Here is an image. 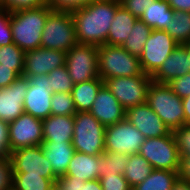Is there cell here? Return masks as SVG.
Instances as JSON below:
<instances>
[{"mask_svg": "<svg viewBox=\"0 0 190 190\" xmlns=\"http://www.w3.org/2000/svg\"><path fill=\"white\" fill-rule=\"evenodd\" d=\"M120 5L119 0H95L71 12L78 44L104 45L110 25Z\"/></svg>", "mask_w": 190, "mask_h": 190, "instance_id": "cell-1", "label": "cell"}, {"mask_svg": "<svg viewBox=\"0 0 190 190\" xmlns=\"http://www.w3.org/2000/svg\"><path fill=\"white\" fill-rule=\"evenodd\" d=\"M51 12L47 5L10 12L13 43L24 52L41 47V34Z\"/></svg>", "mask_w": 190, "mask_h": 190, "instance_id": "cell-2", "label": "cell"}, {"mask_svg": "<svg viewBox=\"0 0 190 190\" xmlns=\"http://www.w3.org/2000/svg\"><path fill=\"white\" fill-rule=\"evenodd\" d=\"M147 104L170 131L185 125L182 99L171 90L167 83L152 80L147 92Z\"/></svg>", "mask_w": 190, "mask_h": 190, "instance_id": "cell-3", "label": "cell"}, {"mask_svg": "<svg viewBox=\"0 0 190 190\" xmlns=\"http://www.w3.org/2000/svg\"><path fill=\"white\" fill-rule=\"evenodd\" d=\"M99 77H134L143 74L139 57L133 56L122 46H98Z\"/></svg>", "mask_w": 190, "mask_h": 190, "instance_id": "cell-4", "label": "cell"}, {"mask_svg": "<svg viewBox=\"0 0 190 190\" xmlns=\"http://www.w3.org/2000/svg\"><path fill=\"white\" fill-rule=\"evenodd\" d=\"M105 127L89 112L74 114L72 146L75 152L101 155L105 152Z\"/></svg>", "mask_w": 190, "mask_h": 190, "instance_id": "cell-5", "label": "cell"}, {"mask_svg": "<svg viewBox=\"0 0 190 190\" xmlns=\"http://www.w3.org/2000/svg\"><path fill=\"white\" fill-rule=\"evenodd\" d=\"M41 47L68 52L78 44L71 12L52 11L45 22Z\"/></svg>", "mask_w": 190, "mask_h": 190, "instance_id": "cell-6", "label": "cell"}, {"mask_svg": "<svg viewBox=\"0 0 190 190\" xmlns=\"http://www.w3.org/2000/svg\"><path fill=\"white\" fill-rule=\"evenodd\" d=\"M139 154L154 169L179 171L181 157L173 131L168 135L145 139Z\"/></svg>", "mask_w": 190, "mask_h": 190, "instance_id": "cell-7", "label": "cell"}, {"mask_svg": "<svg viewBox=\"0 0 190 190\" xmlns=\"http://www.w3.org/2000/svg\"><path fill=\"white\" fill-rule=\"evenodd\" d=\"M152 82L148 74L134 77H117L104 80V84L125 110L147 103V92Z\"/></svg>", "mask_w": 190, "mask_h": 190, "instance_id": "cell-8", "label": "cell"}, {"mask_svg": "<svg viewBox=\"0 0 190 190\" xmlns=\"http://www.w3.org/2000/svg\"><path fill=\"white\" fill-rule=\"evenodd\" d=\"M65 66L74 84L99 78L98 46L76 44L66 52Z\"/></svg>", "mask_w": 190, "mask_h": 190, "instance_id": "cell-9", "label": "cell"}, {"mask_svg": "<svg viewBox=\"0 0 190 190\" xmlns=\"http://www.w3.org/2000/svg\"><path fill=\"white\" fill-rule=\"evenodd\" d=\"M179 45L165 30H152L139 57L143 73L152 76Z\"/></svg>", "mask_w": 190, "mask_h": 190, "instance_id": "cell-10", "label": "cell"}, {"mask_svg": "<svg viewBox=\"0 0 190 190\" xmlns=\"http://www.w3.org/2000/svg\"><path fill=\"white\" fill-rule=\"evenodd\" d=\"M145 137L126 118L105 127V151L138 154Z\"/></svg>", "mask_w": 190, "mask_h": 190, "instance_id": "cell-11", "label": "cell"}, {"mask_svg": "<svg viewBox=\"0 0 190 190\" xmlns=\"http://www.w3.org/2000/svg\"><path fill=\"white\" fill-rule=\"evenodd\" d=\"M13 173L40 175L51 179L54 183L58 178L54 173L50 161L46 158L41 145L19 148L9 155Z\"/></svg>", "mask_w": 190, "mask_h": 190, "instance_id": "cell-12", "label": "cell"}, {"mask_svg": "<svg viewBox=\"0 0 190 190\" xmlns=\"http://www.w3.org/2000/svg\"><path fill=\"white\" fill-rule=\"evenodd\" d=\"M10 152L43 143L42 119L23 113L8 123Z\"/></svg>", "mask_w": 190, "mask_h": 190, "instance_id": "cell-13", "label": "cell"}, {"mask_svg": "<svg viewBox=\"0 0 190 190\" xmlns=\"http://www.w3.org/2000/svg\"><path fill=\"white\" fill-rule=\"evenodd\" d=\"M29 87L24 99V112L39 119H45L51 115L52 88L48 84L46 75H34L27 77Z\"/></svg>", "mask_w": 190, "mask_h": 190, "instance_id": "cell-14", "label": "cell"}, {"mask_svg": "<svg viewBox=\"0 0 190 190\" xmlns=\"http://www.w3.org/2000/svg\"><path fill=\"white\" fill-rule=\"evenodd\" d=\"M66 52L39 47L25 52L22 76L47 75L65 65Z\"/></svg>", "mask_w": 190, "mask_h": 190, "instance_id": "cell-15", "label": "cell"}, {"mask_svg": "<svg viewBox=\"0 0 190 190\" xmlns=\"http://www.w3.org/2000/svg\"><path fill=\"white\" fill-rule=\"evenodd\" d=\"M29 87V79L19 76L0 92V119L10 123L24 113V99Z\"/></svg>", "mask_w": 190, "mask_h": 190, "instance_id": "cell-16", "label": "cell"}, {"mask_svg": "<svg viewBox=\"0 0 190 190\" xmlns=\"http://www.w3.org/2000/svg\"><path fill=\"white\" fill-rule=\"evenodd\" d=\"M125 118L143 134L145 139L161 137L171 132L147 103L127 109Z\"/></svg>", "mask_w": 190, "mask_h": 190, "instance_id": "cell-17", "label": "cell"}, {"mask_svg": "<svg viewBox=\"0 0 190 190\" xmlns=\"http://www.w3.org/2000/svg\"><path fill=\"white\" fill-rule=\"evenodd\" d=\"M104 127L111 126L125 119L126 110L117 98L103 84L97 92L89 111Z\"/></svg>", "mask_w": 190, "mask_h": 190, "instance_id": "cell-18", "label": "cell"}, {"mask_svg": "<svg viewBox=\"0 0 190 190\" xmlns=\"http://www.w3.org/2000/svg\"><path fill=\"white\" fill-rule=\"evenodd\" d=\"M190 72L187 49L184 45H177L171 55L163 62L159 69L151 76L158 83H169L171 80Z\"/></svg>", "mask_w": 190, "mask_h": 190, "instance_id": "cell-19", "label": "cell"}, {"mask_svg": "<svg viewBox=\"0 0 190 190\" xmlns=\"http://www.w3.org/2000/svg\"><path fill=\"white\" fill-rule=\"evenodd\" d=\"M43 142H72L74 115H49L42 120Z\"/></svg>", "mask_w": 190, "mask_h": 190, "instance_id": "cell-20", "label": "cell"}, {"mask_svg": "<svg viewBox=\"0 0 190 190\" xmlns=\"http://www.w3.org/2000/svg\"><path fill=\"white\" fill-rule=\"evenodd\" d=\"M41 146L46 158L51 163L53 173L57 177L65 175L75 153L72 142H43Z\"/></svg>", "mask_w": 190, "mask_h": 190, "instance_id": "cell-21", "label": "cell"}, {"mask_svg": "<svg viewBox=\"0 0 190 190\" xmlns=\"http://www.w3.org/2000/svg\"><path fill=\"white\" fill-rule=\"evenodd\" d=\"M137 20L138 18L120 5L110 25L105 44L110 46H122Z\"/></svg>", "mask_w": 190, "mask_h": 190, "instance_id": "cell-22", "label": "cell"}, {"mask_svg": "<svg viewBox=\"0 0 190 190\" xmlns=\"http://www.w3.org/2000/svg\"><path fill=\"white\" fill-rule=\"evenodd\" d=\"M101 155H88L86 153L75 152L65 176H76L84 181L99 179V157Z\"/></svg>", "mask_w": 190, "mask_h": 190, "instance_id": "cell-23", "label": "cell"}, {"mask_svg": "<svg viewBox=\"0 0 190 190\" xmlns=\"http://www.w3.org/2000/svg\"><path fill=\"white\" fill-rule=\"evenodd\" d=\"M174 10L167 0H155L144 10L140 20L155 30H165L173 19Z\"/></svg>", "mask_w": 190, "mask_h": 190, "instance_id": "cell-24", "label": "cell"}, {"mask_svg": "<svg viewBox=\"0 0 190 190\" xmlns=\"http://www.w3.org/2000/svg\"><path fill=\"white\" fill-rule=\"evenodd\" d=\"M103 84L104 81L99 77L73 86L71 94L77 112L91 110L97 92Z\"/></svg>", "mask_w": 190, "mask_h": 190, "instance_id": "cell-25", "label": "cell"}, {"mask_svg": "<svg viewBox=\"0 0 190 190\" xmlns=\"http://www.w3.org/2000/svg\"><path fill=\"white\" fill-rule=\"evenodd\" d=\"M150 163L139 153L129 155L124 171V178L131 188L142 183L153 171Z\"/></svg>", "mask_w": 190, "mask_h": 190, "instance_id": "cell-26", "label": "cell"}, {"mask_svg": "<svg viewBox=\"0 0 190 190\" xmlns=\"http://www.w3.org/2000/svg\"><path fill=\"white\" fill-rule=\"evenodd\" d=\"M178 172L153 169L152 173L132 190H172L173 184L179 178Z\"/></svg>", "mask_w": 190, "mask_h": 190, "instance_id": "cell-27", "label": "cell"}, {"mask_svg": "<svg viewBox=\"0 0 190 190\" xmlns=\"http://www.w3.org/2000/svg\"><path fill=\"white\" fill-rule=\"evenodd\" d=\"M152 30L146 23L138 19L122 47L133 56L140 57Z\"/></svg>", "mask_w": 190, "mask_h": 190, "instance_id": "cell-28", "label": "cell"}, {"mask_svg": "<svg viewBox=\"0 0 190 190\" xmlns=\"http://www.w3.org/2000/svg\"><path fill=\"white\" fill-rule=\"evenodd\" d=\"M129 155L126 153L105 151L99 157V178L103 175L124 174Z\"/></svg>", "mask_w": 190, "mask_h": 190, "instance_id": "cell-29", "label": "cell"}, {"mask_svg": "<svg viewBox=\"0 0 190 190\" xmlns=\"http://www.w3.org/2000/svg\"><path fill=\"white\" fill-rule=\"evenodd\" d=\"M55 183L40 175L13 173L12 190H54Z\"/></svg>", "mask_w": 190, "mask_h": 190, "instance_id": "cell-30", "label": "cell"}, {"mask_svg": "<svg viewBox=\"0 0 190 190\" xmlns=\"http://www.w3.org/2000/svg\"><path fill=\"white\" fill-rule=\"evenodd\" d=\"M167 33L179 44L190 42V12L174 11L173 19L165 29Z\"/></svg>", "mask_w": 190, "mask_h": 190, "instance_id": "cell-31", "label": "cell"}, {"mask_svg": "<svg viewBox=\"0 0 190 190\" xmlns=\"http://www.w3.org/2000/svg\"><path fill=\"white\" fill-rule=\"evenodd\" d=\"M25 52L16 44L12 43L0 47V64L5 67H12L19 76L24 71Z\"/></svg>", "mask_w": 190, "mask_h": 190, "instance_id": "cell-32", "label": "cell"}, {"mask_svg": "<svg viewBox=\"0 0 190 190\" xmlns=\"http://www.w3.org/2000/svg\"><path fill=\"white\" fill-rule=\"evenodd\" d=\"M46 76L48 77V84L52 88L53 93L71 92L75 85L65 65L54 69Z\"/></svg>", "mask_w": 190, "mask_h": 190, "instance_id": "cell-33", "label": "cell"}, {"mask_svg": "<svg viewBox=\"0 0 190 190\" xmlns=\"http://www.w3.org/2000/svg\"><path fill=\"white\" fill-rule=\"evenodd\" d=\"M51 115H74V101L71 92L53 93L51 99Z\"/></svg>", "mask_w": 190, "mask_h": 190, "instance_id": "cell-34", "label": "cell"}, {"mask_svg": "<svg viewBox=\"0 0 190 190\" xmlns=\"http://www.w3.org/2000/svg\"><path fill=\"white\" fill-rule=\"evenodd\" d=\"M95 0H47V6L52 11L73 12L81 9Z\"/></svg>", "mask_w": 190, "mask_h": 190, "instance_id": "cell-35", "label": "cell"}, {"mask_svg": "<svg viewBox=\"0 0 190 190\" xmlns=\"http://www.w3.org/2000/svg\"><path fill=\"white\" fill-rule=\"evenodd\" d=\"M180 157H190V124L182 125L173 131Z\"/></svg>", "mask_w": 190, "mask_h": 190, "instance_id": "cell-36", "label": "cell"}, {"mask_svg": "<svg viewBox=\"0 0 190 190\" xmlns=\"http://www.w3.org/2000/svg\"><path fill=\"white\" fill-rule=\"evenodd\" d=\"M47 5V0H0V8L9 12Z\"/></svg>", "mask_w": 190, "mask_h": 190, "instance_id": "cell-37", "label": "cell"}, {"mask_svg": "<svg viewBox=\"0 0 190 190\" xmlns=\"http://www.w3.org/2000/svg\"><path fill=\"white\" fill-rule=\"evenodd\" d=\"M99 180L103 190H132L123 174L103 175Z\"/></svg>", "mask_w": 190, "mask_h": 190, "instance_id": "cell-38", "label": "cell"}, {"mask_svg": "<svg viewBox=\"0 0 190 190\" xmlns=\"http://www.w3.org/2000/svg\"><path fill=\"white\" fill-rule=\"evenodd\" d=\"M13 43L10 26V12L0 8V47Z\"/></svg>", "mask_w": 190, "mask_h": 190, "instance_id": "cell-39", "label": "cell"}, {"mask_svg": "<svg viewBox=\"0 0 190 190\" xmlns=\"http://www.w3.org/2000/svg\"><path fill=\"white\" fill-rule=\"evenodd\" d=\"M13 170L10 157H0V190H12Z\"/></svg>", "mask_w": 190, "mask_h": 190, "instance_id": "cell-40", "label": "cell"}, {"mask_svg": "<svg viewBox=\"0 0 190 190\" xmlns=\"http://www.w3.org/2000/svg\"><path fill=\"white\" fill-rule=\"evenodd\" d=\"M181 99L190 96V72L167 83Z\"/></svg>", "mask_w": 190, "mask_h": 190, "instance_id": "cell-41", "label": "cell"}, {"mask_svg": "<svg viewBox=\"0 0 190 190\" xmlns=\"http://www.w3.org/2000/svg\"><path fill=\"white\" fill-rule=\"evenodd\" d=\"M120 4L136 18L140 19L147 9L155 0H119Z\"/></svg>", "mask_w": 190, "mask_h": 190, "instance_id": "cell-42", "label": "cell"}, {"mask_svg": "<svg viewBox=\"0 0 190 190\" xmlns=\"http://www.w3.org/2000/svg\"><path fill=\"white\" fill-rule=\"evenodd\" d=\"M80 182L85 181L76 176L62 175L55 180L54 190H80Z\"/></svg>", "mask_w": 190, "mask_h": 190, "instance_id": "cell-43", "label": "cell"}, {"mask_svg": "<svg viewBox=\"0 0 190 190\" xmlns=\"http://www.w3.org/2000/svg\"><path fill=\"white\" fill-rule=\"evenodd\" d=\"M10 153L8 123L0 119V157H9Z\"/></svg>", "mask_w": 190, "mask_h": 190, "instance_id": "cell-44", "label": "cell"}, {"mask_svg": "<svg viewBox=\"0 0 190 190\" xmlns=\"http://www.w3.org/2000/svg\"><path fill=\"white\" fill-rule=\"evenodd\" d=\"M18 77L19 75L12 70V67H5L0 64V89L8 87Z\"/></svg>", "mask_w": 190, "mask_h": 190, "instance_id": "cell-45", "label": "cell"}, {"mask_svg": "<svg viewBox=\"0 0 190 190\" xmlns=\"http://www.w3.org/2000/svg\"><path fill=\"white\" fill-rule=\"evenodd\" d=\"M179 179L190 183V157H181Z\"/></svg>", "mask_w": 190, "mask_h": 190, "instance_id": "cell-46", "label": "cell"}, {"mask_svg": "<svg viewBox=\"0 0 190 190\" xmlns=\"http://www.w3.org/2000/svg\"><path fill=\"white\" fill-rule=\"evenodd\" d=\"M174 11L190 12V0H167Z\"/></svg>", "mask_w": 190, "mask_h": 190, "instance_id": "cell-47", "label": "cell"}, {"mask_svg": "<svg viewBox=\"0 0 190 190\" xmlns=\"http://www.w3.org/2000/svg\"><path fill=\"white\" fill-rule=\"evenodd\" d=\"M80 190H103L100 180H89L80 182Z\"/></svg>", "mask_w": 190, "mask_h": 190, "instance_id": "cell-48", "label": "cell"}, {"mask_svg": "<svg viewBox=\"0 0 190 190\" xmlns=\"http://www.w3.org/2000/svg\"><path fill=\"white\" fill-rule=\"evenodd\" d=\"M182 104L185 115V124H190V96L183 98Z\"/></svg>", "mask_w": 190, "mask_h": 190, "instance_id": "cell-49", "label": "cell"}, {"mask_svg": "<svg viewBox=\"0 0 190 190\" xmlns=\"http://www.w3.org/2000/svg\"><path fill=\"white\" fill-rule=\"evenodd\" d=\"M172 190H190V183L186 181H182L179 178L173 184Z\"/></svg>", "mask_w": 190, "mask_h": 190, "instance_id": "cell-50", "label": "cell"}, {"mask_svg": "<svg viewBox=\"0 0 190 190\" xmlns=\"http://www.w3.org/2000/svg\"><path fill=\"white\" fill-rule=\"evenodd\" d=\"M185 46V48L187 49V56H188V59H189V63H190V42L189 43H186V44H183Z\"/></svg>", "mask_w": 190, "mask_h": 190, "instance_id": "cell-51", "label": "cell"}]
</instances>
